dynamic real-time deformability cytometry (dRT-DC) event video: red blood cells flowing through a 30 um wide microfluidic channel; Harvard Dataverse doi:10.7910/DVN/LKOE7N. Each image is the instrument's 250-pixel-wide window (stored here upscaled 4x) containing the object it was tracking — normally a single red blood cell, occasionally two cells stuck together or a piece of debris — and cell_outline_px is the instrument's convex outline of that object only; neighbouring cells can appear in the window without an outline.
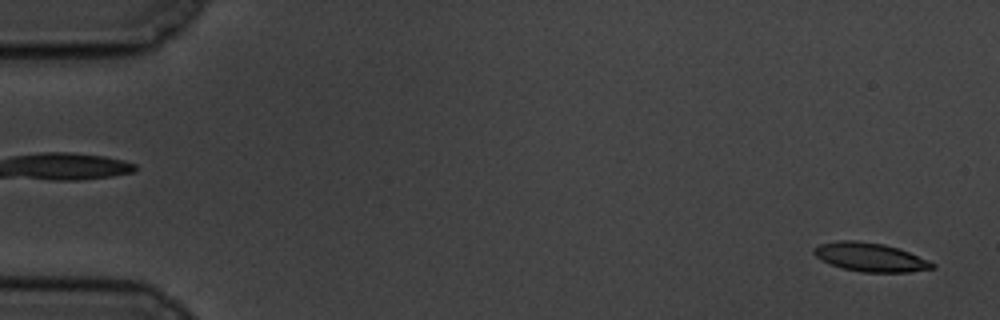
{"species": "common noctule bat (a hibernating species)", "species_latin": "Nyctalus noctula", "temperature_condition": "cold", "stored_images_in_passage": 58, "camera_frame_rate_fps": 3000, "um_per_image_px": 0.085, "animal": {"sex": "male", "body_mass_g": 19.5, "forearm_length_mm": 54.6}, "frame": {"image": 1, "passage_image": 2, "time_ms": 0.333, "image_size_px": [1000, 320], "cell_outline_px": [[936, 268], [908, 272], [860, 272], [844, 268], [832, 264], [816, 256], [812, 252], [812, 248], [820, 244], [840, 240], [856, 240], [884, 244], [900, 248], [936, 264]], "centroid_in_image_um": [73.99, 21.85], "position_along_channel_um": 11.0, "area_um2": 19.71}}
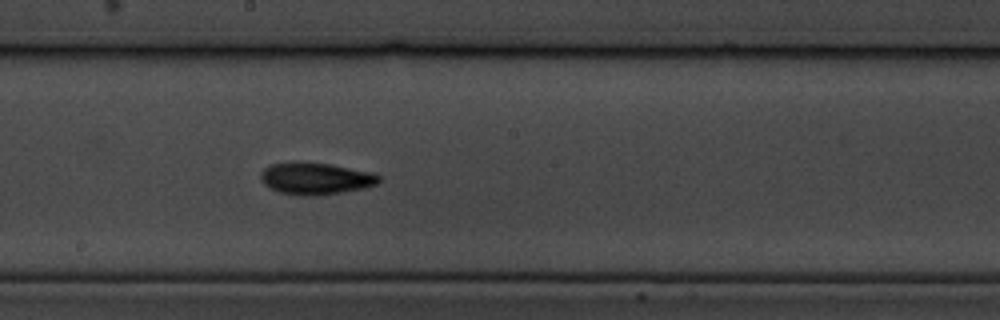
{"frame": {"image": 2, "passage_image": 32, "time_ms": 10.333, "image_size_px": [1000, 320], "cell_outline_px": [[380, 180], [376, 184], [364, 188], [316, 196], [296, 196], [280, 192], [268, 188], [260, 180], [260, 172], [268, 164], [332, 164], [372, 172], [380, 176]], "centroid_in_image_um": [26.81, 15.21], "position_along_channel_um": 221.4, "area_um2": 21.68}}
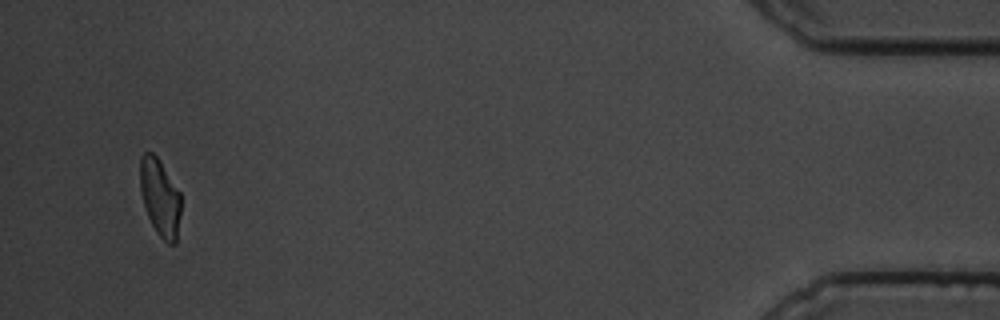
{"frame": {"image": 3, "passage_image": 56, "time_ms": 18.333, "image_size_px": [1000, 320], "cell_outline_px": [[180, 212], [176, 244], [168, 244], [156, 232], [148, 216], [140, 192], [140, 156], [144, 152], [152, 152], [156, 156], [180, 192]], "centroid_in_image_um": [13.59, 16.79], "position_along_channel_um": 421.6, "area_um2": 18.21}, "authors_computed_cell_mechanics": {"area_um2": 20.0566, "velocity_mm_per_s": 3.4245, "shape_relaxation_time_tau1_ms": 4.8383, "shape_relaxation_time_tau2_ms": 4.8787, "deformation_change_tau1": 0.1257, "deformation_change_tau2": 0.1102}}